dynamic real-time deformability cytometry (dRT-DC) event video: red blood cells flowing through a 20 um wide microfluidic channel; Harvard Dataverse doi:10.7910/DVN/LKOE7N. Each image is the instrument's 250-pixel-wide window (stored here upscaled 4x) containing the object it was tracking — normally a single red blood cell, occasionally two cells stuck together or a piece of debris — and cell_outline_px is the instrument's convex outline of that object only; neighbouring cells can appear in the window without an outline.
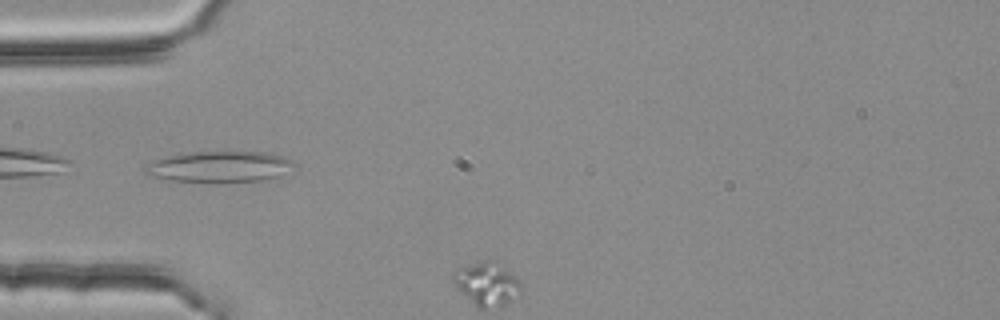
{"species": "common noctule bat (a hibernating species)", "species_latin": "Nyctalus noctula", "temperature_condition": "room temperature", "stored_images_in_passage": 3, "camera_frame_rate_fps": 3000, "um_per_image_px": 0.085, "animal": {"sex": "female", "body_mass_g": 25.1}, "frame": {"image": 1, "passage_image": 2, "time_ms": 0.333, "image_size_px": [1000, 320], "cell_outline_px": [[296, 164], [276, 176], [260, 180], [168, 184], [148, 176], [144, 172], [144, 168], [148, 164], [156, 160], [168, 156], [188, 152], [264, 152], [284, 156], [292, 160]], "centroid_in_image_um": [18.48, 14.21], "position_along_channel_um": 66.5, "area_um2": 27.51}}